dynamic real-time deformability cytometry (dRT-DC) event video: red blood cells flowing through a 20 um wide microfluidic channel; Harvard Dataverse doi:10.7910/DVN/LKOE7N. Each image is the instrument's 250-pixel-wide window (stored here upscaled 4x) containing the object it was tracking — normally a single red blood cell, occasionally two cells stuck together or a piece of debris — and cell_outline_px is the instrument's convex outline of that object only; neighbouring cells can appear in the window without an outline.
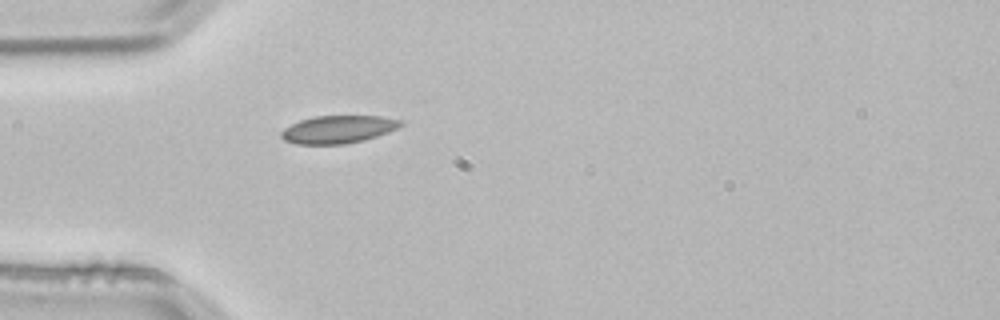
{"species": "common noctule bat (a hibernating species)", "species_latin": "Nyctalus noctula", "temperature_condition": "room temperature", "stored_images_in_passage": 4, "camera_frame_rate_fps": 3000, "um_per_image_px": 0.085, "animal": {"sex": "male", "body_mass_g": 21.5, "forearm_length_mm": 52.0}, "frame": {"image": 1, "passage_image": 4, "time_ms": 1.0, "image_size_px": [1000, 320], "cell_outline_px": [[404, 124], [388, 132], [364, 140], [344, 144], [296, 144], [284, 140], [280, 136], [280, 132], [284, 128], [300, 120], [316, 116], [380, 116], [404, 120]], "centroid_in_image_um": [28.74, 10.99], "position_along_channel_um": 56.3, "area_um2": 19.31}}